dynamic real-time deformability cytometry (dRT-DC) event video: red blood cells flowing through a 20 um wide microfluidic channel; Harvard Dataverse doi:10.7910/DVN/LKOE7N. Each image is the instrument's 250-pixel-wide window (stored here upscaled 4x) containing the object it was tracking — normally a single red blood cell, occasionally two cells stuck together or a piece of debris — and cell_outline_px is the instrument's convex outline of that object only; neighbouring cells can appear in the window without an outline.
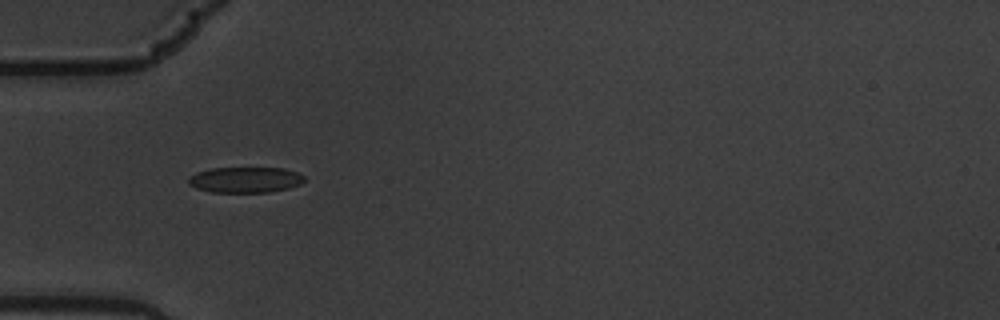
{"species": "common noctule bat (a hibernating species)", "species_latin": "Nyctalus noctula", "temperature_condition": "warm", "stored_images_in_passage": 5, "camera_frame_rate_fps": 3000, "um_per_image_px": 0.085, "animal": {"sex": "male", "body_mass_g": 19.5, "forearm_length_mm": 54.6}, "frame": {"image": 1, "passage_image": 2, "time_ms": 0.333, "image_size_px": [1000, 320], "cell_outline_px": [[304, 180], [300, 184], [288, 188], [268, 192], [212, 192], [196, 188], [188, 184], [188, 176], [196, 172], [212, 168], [284, 168], [296, 172], [304, 176]], "centroid_in_image_um": [20.81, 15.28], "position_along_channel_um": 64.2, "area_um2": 17.34}}
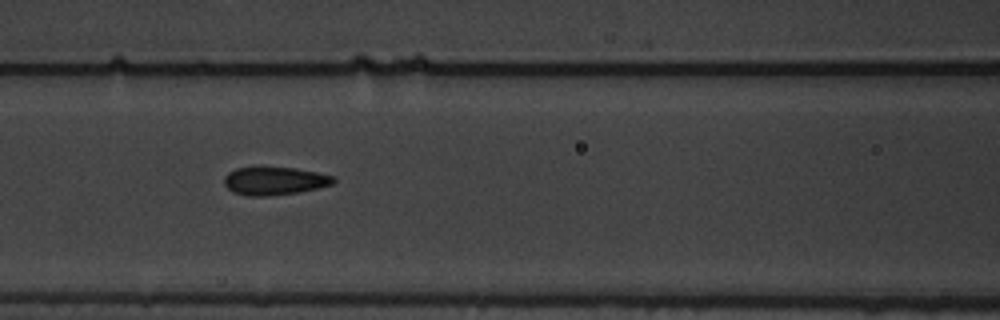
{"frame": {"image": 2, "passage_image": 4, "time_ms": 1.0, "image_size_px": [1000, 320], "cell_outline_px": [[336, 180], [332, 184], [300, 192], [268, 196], [248, 196], [232, 192], [224, 184], [224, 176], [228, 172], [236, 168], [256, 164], [296, 168], [336, 176]], "centroid_in_image_um": [23.29, 15.33], "position_along_channel_um": 143.3, "area_um2": 18.67}}
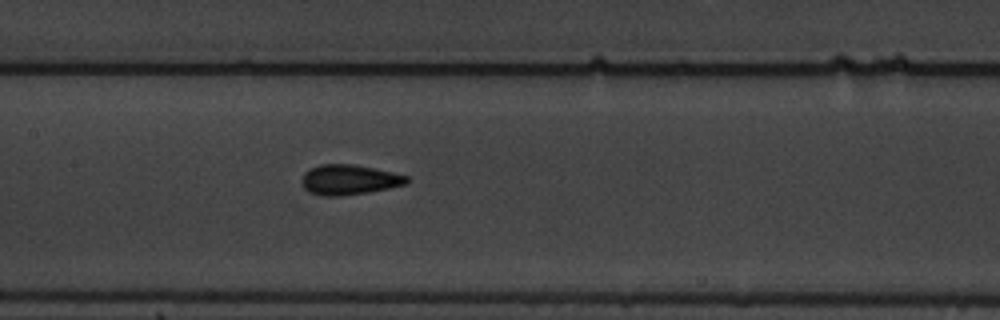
{"frame": {"image": 3, "passage_image": 5, "time_ms": 1.333, "image_size_px": [1000, 320], "cell_outline_px": [[408, 180], [404, 184], [388, 188], [368, 192], [340, 196], [324, 196], [308, 192], [304, 188], [300, 180], [304, 172], [308, 168], [320, 164], [352, 164], [392, 172], [408, 176]], "centroid_in_image_um": [29.6, 15.27], "position_along_channel_um": 177.8, "area_um2": 18.38}}